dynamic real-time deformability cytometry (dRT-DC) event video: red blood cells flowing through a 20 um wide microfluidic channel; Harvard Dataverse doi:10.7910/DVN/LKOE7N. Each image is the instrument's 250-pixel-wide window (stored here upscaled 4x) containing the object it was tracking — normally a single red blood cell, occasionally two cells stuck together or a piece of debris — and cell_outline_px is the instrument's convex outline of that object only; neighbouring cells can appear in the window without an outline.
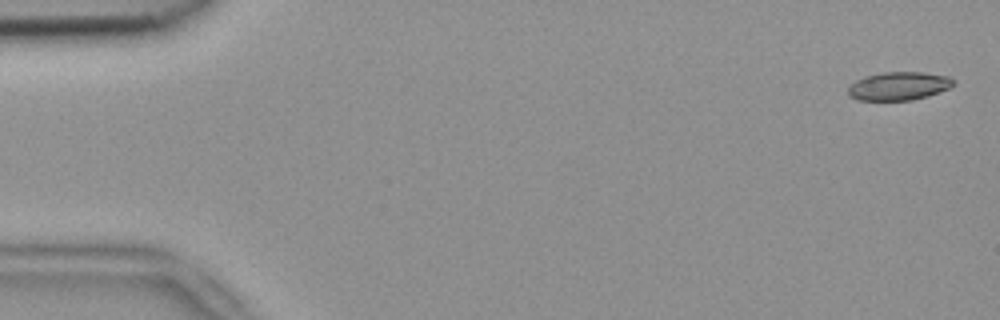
{"species": "common noctule bat (a hibernating species)", "species_latin": "Nyctalus noctula", "temperature_condition": "room temperature", "stored_images_in_passage": 6, "camera_frame_rate_fps": 3000, "um_per_image_px": 0.085, "animal": {"sex": "female", "body_mass_g": 18.4}, "frame": {"image": 1, "passage_image": 1, "time_ms": 0.0, "image_size_px": [1000, 320], "cell_outline_px": [[956, 84], [948, 88], [928, 96], [912, 100], [856, 100], [848, 96], [848, 88], [856, 80], [864, 76], [884, 72], [920, 72], [948, 76], [956, 80]], "centroid_in_image_um": [76.39, 7.31], "position_along_channel_um": 8.6, "area_um2": 17.46}}